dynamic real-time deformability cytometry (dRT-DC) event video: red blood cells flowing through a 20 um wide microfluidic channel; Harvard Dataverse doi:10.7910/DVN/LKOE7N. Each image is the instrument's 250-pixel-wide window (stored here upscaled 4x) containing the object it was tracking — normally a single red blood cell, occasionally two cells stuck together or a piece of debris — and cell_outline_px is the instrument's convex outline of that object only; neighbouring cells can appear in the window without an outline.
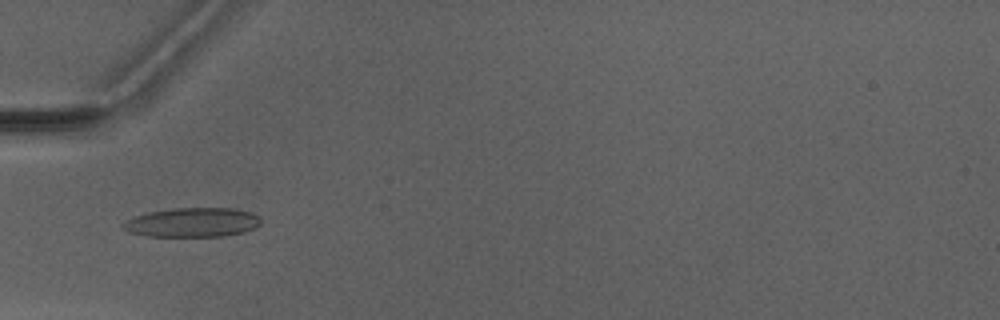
{"species": "Egyptian fruit bat (a non-hibernating species)", "species_latin": "Rousettus aegyptiacus", "temperature_condition": "warm", "stored_images_in_passage": 4, "camera_frame_rate_fps": 3000, "um_per_image_px": 0.085, "animal": {"sex": "male"}, "frame": {"image": 1, "passage_image": 4, "time_ms": 3.667, "image_size_px": [1000, 320], "cell_outline_px": [[260, 224], [244, 232], [224, 236], [144, 236], [128, 232], [120, 228], [120, 224], [136, 216], [148, 212], [172, 208], [232, 208], [252, 212], [260, 220]], "centroid_in_image_um": [16.3, 18.9], "position_along_channel_um": 68.7, "area_um2": 23.52}}